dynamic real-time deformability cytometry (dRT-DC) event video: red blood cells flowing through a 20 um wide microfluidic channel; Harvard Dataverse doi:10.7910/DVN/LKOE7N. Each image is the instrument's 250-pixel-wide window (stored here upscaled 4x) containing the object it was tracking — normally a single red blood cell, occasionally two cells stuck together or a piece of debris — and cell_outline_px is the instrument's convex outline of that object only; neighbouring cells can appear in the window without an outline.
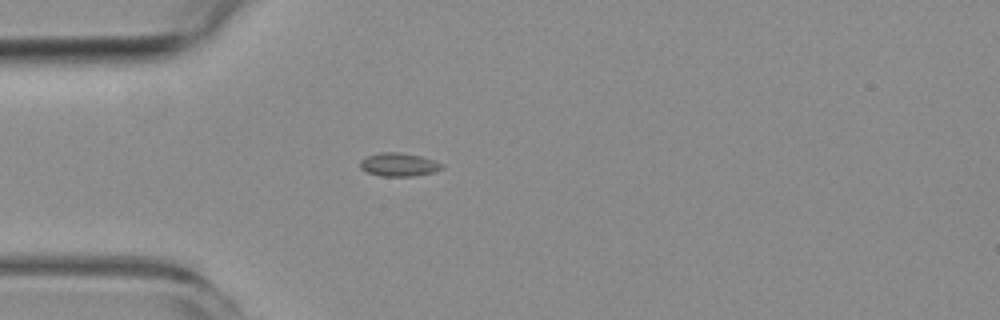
{"species": "common noctule bat (a hibernating species)", "species_latin": "Nyctalus noctula", "temperature_condition": "room temperature", "stored_images_in_passage": 2, "camera_frame_rate_fps": 3000, "um_per_image_px": 0.085, "animal": {"sex": "female", "body_mass_g": 19.3, "forearm_length_mm": 54.1}, "frame": {"image": 1, "passage_image": 2, "time_ms": 1.333, "image_size_px": [1000, 320], "cell_outline_px": [[444, 168], [436, 172], [412, 176], [380, 176], [368, 172], [360, 168], [360, 160], [368, 156], [380, 152], [400, 152], [420, 156], [444, 164]], "centroid_in_image_um": [33.92, 13.99], "position_along_channel_um": 51.1, "area_um2": 11.16}}